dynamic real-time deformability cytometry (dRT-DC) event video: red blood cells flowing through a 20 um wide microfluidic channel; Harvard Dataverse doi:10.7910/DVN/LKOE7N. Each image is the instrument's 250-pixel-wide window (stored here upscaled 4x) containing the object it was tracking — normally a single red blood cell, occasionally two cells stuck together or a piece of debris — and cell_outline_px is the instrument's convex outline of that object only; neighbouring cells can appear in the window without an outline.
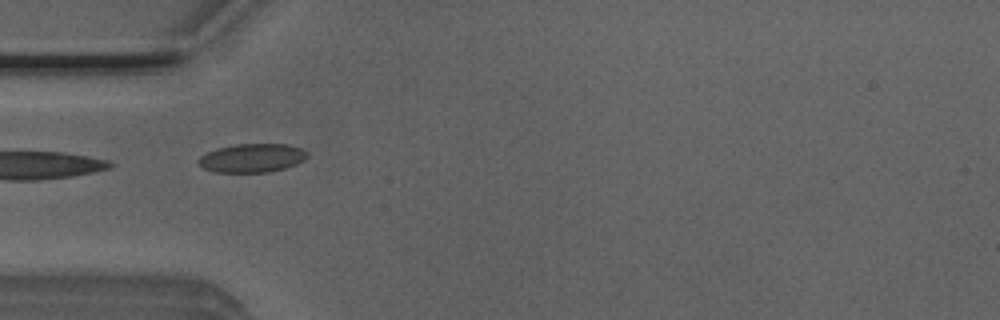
{"species": "Egyptian fruit bat (a non-hibernating species)", "species_latin": "Rousettus aegyptiacus", "temperature_condition": "room temperature", "stored_images_in_passage": 7, "camera_frame_rate_fps": 3000, "um_per_image_px": 0.085, "animal": {"sex": "male"}, "frame": {"image": 1, "passage_image": 4, "time_ms": 1.0, "image_size_px": [1000, 320], "cell_outline_px": [[308, 156], [304, 160], [296, 164], [284, 168], [268, 172], [212, 172], [204, 168], [196, 160], [200, 156], [216, 148], [236, 144], [288, 144], [304, 148], [308, 152]], "centroid_in_image_um": [21.45, 13.42], "position_along_channel_um": 63.6, "area_um2": 18.32}}
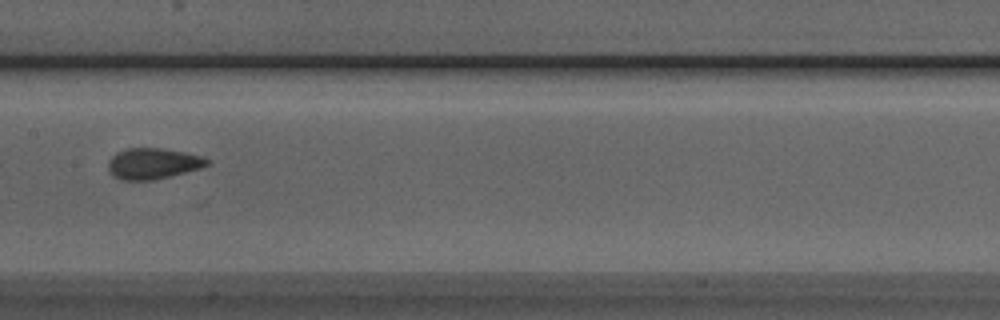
{"frame": {"image": 2, "passage_image": 7, "time_ms": 2.0, "image_size_px": [1000, 320], "cell_outline_px": [[212, 164], [200, 168], [152, 180], [120, 180], [112, 176], [108, 172], [108, 160], [116, 152], [128, 148], [160, 148], [184, 152], [204, 156], [212, 160]], "centroid_in_image_um": [13.0, 13.9], "position_along_channel_um": 194.4, "area_um2": 18.03}}